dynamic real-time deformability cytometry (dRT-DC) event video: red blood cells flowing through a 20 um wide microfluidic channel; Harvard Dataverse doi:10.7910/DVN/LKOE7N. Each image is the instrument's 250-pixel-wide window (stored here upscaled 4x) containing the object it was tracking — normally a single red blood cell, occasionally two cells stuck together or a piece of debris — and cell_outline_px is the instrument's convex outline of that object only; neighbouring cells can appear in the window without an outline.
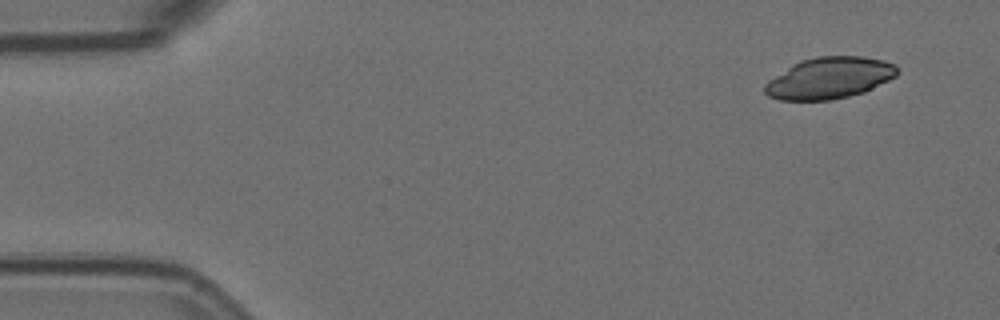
{"species": "Egyptian fruit bat (a non-hibernating species)", "species_latin": "Rousettus aegyptiacus", "temperature_condition": "room temperature", "stored_images_in_passage": 9, "camera_frame_rate_fps": 3000, "um_per_image_px": 0.085, "animal": {"sex": "female"}, "frame": {"image": 1, "passage_image": 1, "time_ms": 0.0, "image_size_px": [1000, 320], "cell_outline_px": [[896, 76], [864, 92], [832, 100], [780, 100], [768, 96], [764, 92], [764, 84], [768, 80], [792, 64], [800, 60], [816, 56], [860, 56], [884, 60], [896, 64]], "centroid_in_image_um": [70.46, 6.62], "position_along_channel_um": 14.5, "area_um2": 32.02}}